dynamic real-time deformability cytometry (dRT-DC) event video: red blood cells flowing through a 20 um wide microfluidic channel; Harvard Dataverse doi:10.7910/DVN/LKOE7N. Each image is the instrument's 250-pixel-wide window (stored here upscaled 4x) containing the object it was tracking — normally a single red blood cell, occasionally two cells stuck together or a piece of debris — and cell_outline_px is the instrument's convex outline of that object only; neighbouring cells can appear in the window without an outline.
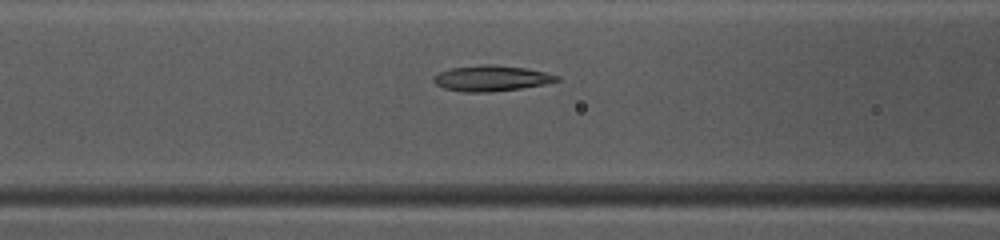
{"species": "common noctule bat (a hibernating species)", "species_latin": "Nyctalus noctula", "temperature_condition": "warm", "stored_images_in_passage": 50, "camera_frame_rate_fps": 3000, "um_per_image_px": 0.085, "animal": {"sex": "female", "body_mass_g": 10.0, "forearm_length_mm": 53.1}, "frame": {"image": 1, "passage_image": 21, "time_ms": 6.667, "image_size_px": [1000, 240], "cell_outline_px": [[560, 80], [544, 84], [520, 88], [488, 92], [464, 92], [444, 88], [436, 84], [432, 80], [432, 76], [440, 72], [452, 68], [484, 64], [496, 64], [528, 68], [560, 76]], "centroid_in_image_um": [41.76, 6.64], "position_along_channel_um": 124.8, "area_um2": 18.44}}
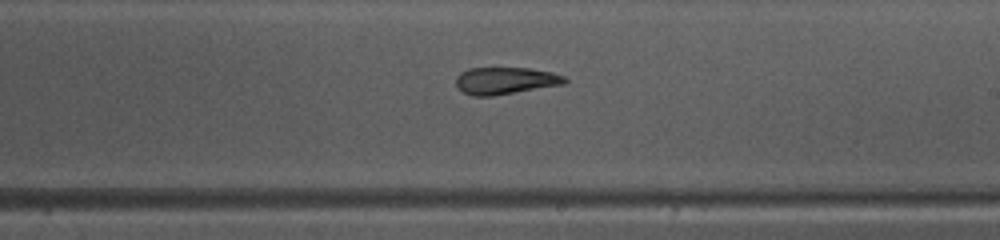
{"frame": {"image": 2, "passage_image": 30, "time_ms": 9.667, "image_size_px": [1000, 240], "cell_outline_px": [[568, 80], [564, 84], [492, 96], [472, 96], [464, 92], [456, 84], [456, 76], [460, 72], [468, 68], [528, 68], [552, 72], [564, 76]], "centroid_in_image_um": [42.95, 6.85], "position_along_channel_um": 246.1, "area_um2": 17.11}}
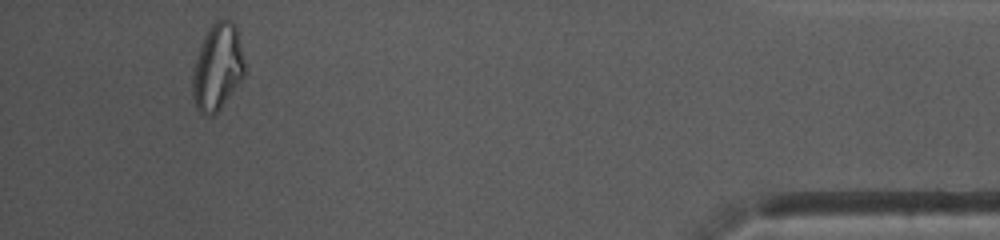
{"frame": {"image": 3, "passage_image": 47, "time_ms": 15.333, "image_size_px": [1000, 240], "cell_outline_px": [[244, 72], [240, 80], [220, 108], [212, 116], [204, 116], [196, 108], [192, 96], [192, 72], [204, 36], [208, 28], [216, 20], [232, 20], [236, 24], [244, 60]], "centroid_in_image_um": [18.46, 5.7], "position_along_channel_um": 416.7, "area_um2": 26.01}, "authors_computed_cell_mechanics": {"area_um2": 19.6809, "velocity_mm_per_s": 4.0427, "shape_relaxation_time_tau1_ms": null, "shape_relaxation_time_tau2_ms": 2.9138, "deformation_change_tau1": null, "deformation_change_tau2": 0.1131}}